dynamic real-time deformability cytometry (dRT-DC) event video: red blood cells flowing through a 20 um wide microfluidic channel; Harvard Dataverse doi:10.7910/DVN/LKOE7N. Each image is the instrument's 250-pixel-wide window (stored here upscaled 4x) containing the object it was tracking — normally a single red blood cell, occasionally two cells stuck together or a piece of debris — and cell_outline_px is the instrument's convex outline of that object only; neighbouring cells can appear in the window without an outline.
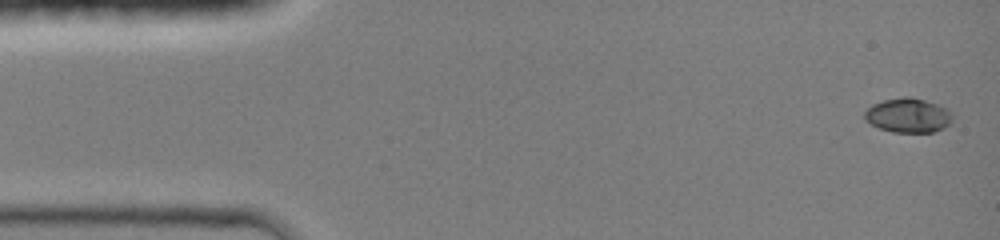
{"species": "common noctule bat (a hibernating species)", "species_latin": "Nyctalus noctula", "temperature_condition": "room temperature", "stored_images_in_passage": 12, "camera_frame_rate_fps": 3000, "um_per_image_px": 0.085, "animal": {"sex": "female", "body_mass_g": 19.0, "forearm_length_mm": 51.5}, "frame": {"image": 1, "passage_image": 1, "time_ms": 0.0, "image_size_px": [1000, 240], "cell_outline_px": [[952, 120], [944, 128], [932, 132], [892, 132], [880, 128], [864, 120], [864, 112], [872, 104], [884, 100], [904, 96], [908, 96], [940, 104], [948, 108], [952, 112]], "centroid_in_image_um": [77.21, 9.8], "position_along_channel_um": 7.8, "area_um2": 17.74}}
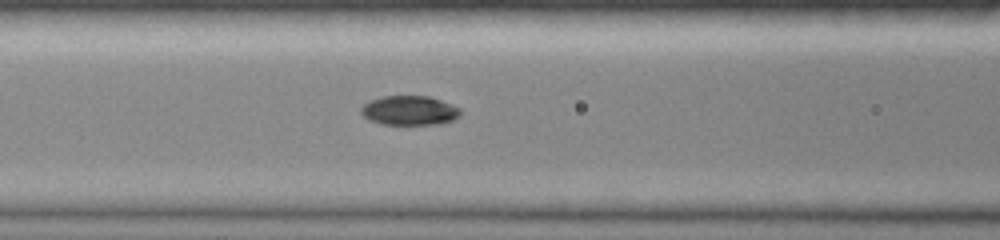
{"frame": {"image": 2, "passage_image": 9, "time_ms": 5.667, "image_size_px": [1000, 240], "cell_outline_px": [[460, 112], [452, 120], [444, 124], [380, 124], [368, 120], [360, 112], [360, 108], [368, 100], [384, 96], [428, 96], [440, 100], [460, 108]], "centroid_in_image_um": [34.75, 9.39], "position_along_channel_um": 131.9, "area_um2": 16.99}}
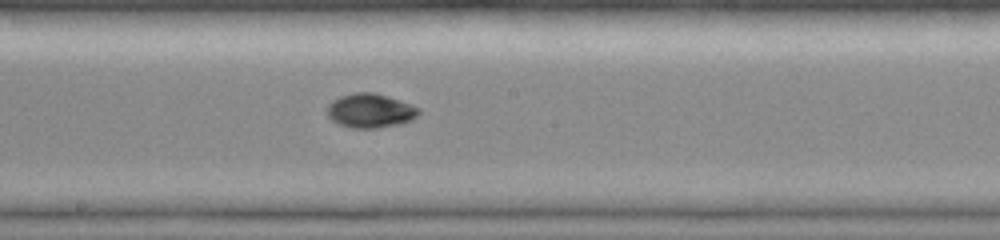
{"frame": {"image": 3, "passage_image": 12, "time_ms": 7.667, "image_size_px": [1000, 240], "cell_outline_px": [[420, 112], [412, 120], [400, 124], [376, 128], [352, 128], [340, 124], [332, 120], [328, 116], [328, 104], [332, 100], [340, 96], [356, 92], [376, 92], [388, 96], [420, 108]], "centroid_in_image_um": [31.48, 9.4], "position_along_channel_um": 216.7, "area_um2": 18.21}}